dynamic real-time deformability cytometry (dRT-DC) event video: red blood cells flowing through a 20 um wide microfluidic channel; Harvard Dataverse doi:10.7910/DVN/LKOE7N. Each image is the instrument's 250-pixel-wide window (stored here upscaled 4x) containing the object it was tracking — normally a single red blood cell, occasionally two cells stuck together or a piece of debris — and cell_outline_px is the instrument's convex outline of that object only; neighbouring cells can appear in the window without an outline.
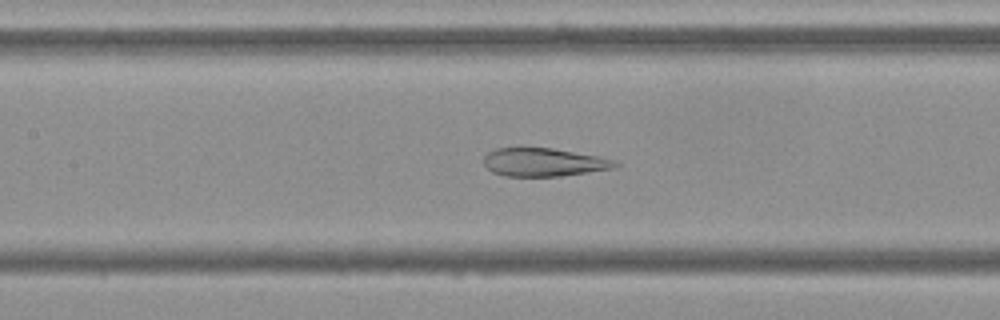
{"species": "Egyptian fruit bat (a non-hibernating species)", "species_latin": "Rousettus aegyptiacus", "temperature_condition": "cold", "stored_images_in_passage": 54, "camera_frame_rate_fps": 3000, "um_per_image_px": 0.085, "frame": {"image": 1, "passage_image": 24, "time_ms": 7.667, "image_size_px": [1000, 320], "cell_outline_px": [[620, 164], [616, 168], [560, 176], [504, 176], [492, 172], [484, 164], [484, 156], [488, 152], [496, 148], [520, 144], [552, 148], [620, 160]], "centroid_in_image_um": [46.2, 13.74], "position_along_channel_um": 161.2, "area_um2": 22.54}}
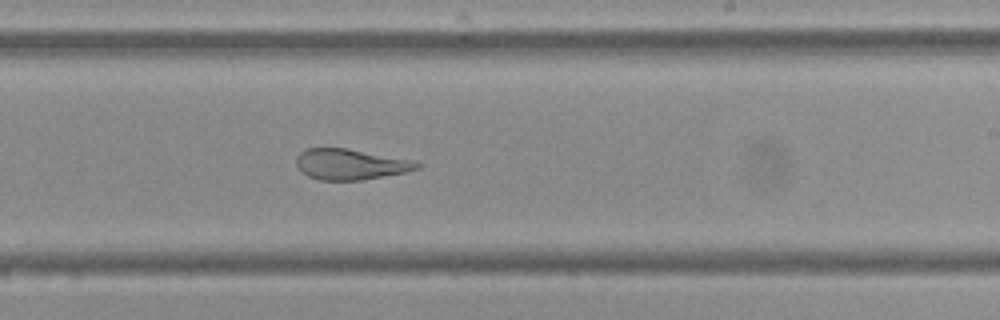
{"frame": {"image": 2, "passage_image": 32, "time_ms": 10.333, "image_size_px": [1000, 320], "cell_outline_px": [[424, 164], [420, 168], [404, 172], [364, 180], [320, 180], [308, 176], [296, 164], [296, 156], [300, 152], [308, 148], [348, 148], [416, 160]], "centroid_in_image_um": [29.85, 13.95], "position_along_channel_um": 259.1, "area_um2": 21.79}}
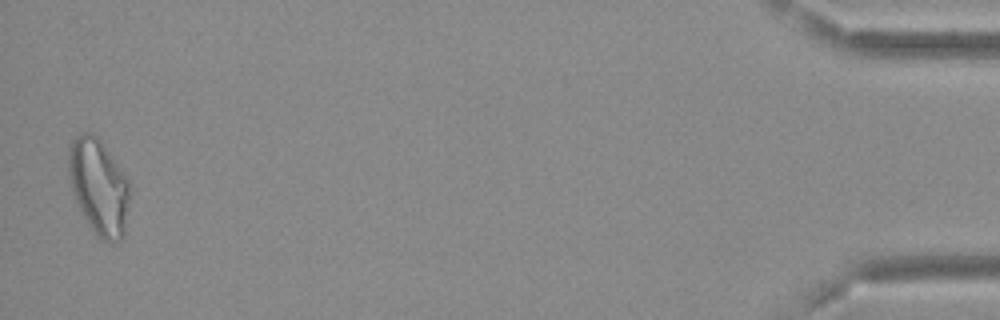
{"frame": {"image": 3, "passage_image": 53, "time_ms": 17.333, "image_size_px": [1000, 320], "cell_outline_px": [[128, 200], [124, 236], [120, 240], [112, 244], [100, 240], [96, 236], [88, 224], [72, 192], [68, 172], [68, 148], [72, 140], [80, 132], [92, 132], [96, 136], [112, 156], [128, 180]], "centroid_in_image_um": [8.37, 15.89], "position_along_channel_um": 426.8, "area_um2": 33.99}, "authors_computed_cell_mechanics": {"area_um2": 28.322, "velocity_mm_per_s": 3.6961, "shape_relaxation_time_tau1_ms": null, "shape_relaxation_time_tau2_ms": 2.1178, "deformation_change_tau1": null, "deformation_change_tau2": 0.0809}}